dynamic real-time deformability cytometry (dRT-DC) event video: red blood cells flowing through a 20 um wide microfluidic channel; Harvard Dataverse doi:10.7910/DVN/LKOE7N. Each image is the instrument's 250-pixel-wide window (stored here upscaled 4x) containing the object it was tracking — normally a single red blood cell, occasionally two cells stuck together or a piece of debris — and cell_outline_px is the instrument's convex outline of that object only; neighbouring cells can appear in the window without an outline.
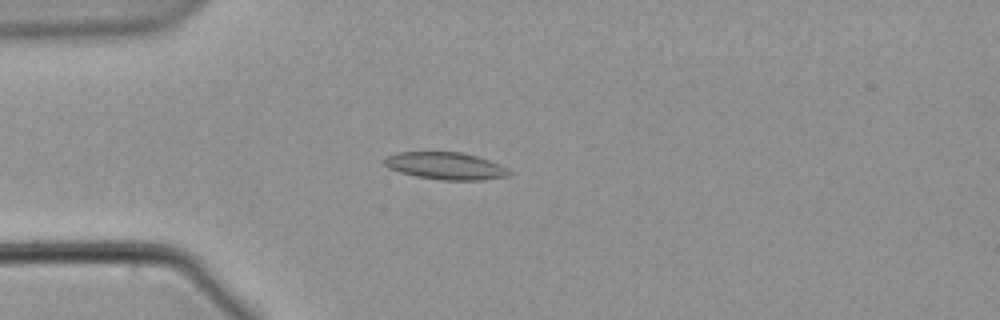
{"species": "common noctule bat (a hibernating species)", "species_latin": "Nyctalus noctula", "temperature_condition": "warm", "stored_images_in_passage": 41, "camera_frame_rate_fps": 3000, "um_per_image_px": 0.085, "animal": {"sex": "male", "body_mass_g": 21.5, "forearm_length_mm": 52.0}, "frame": {"image": 1, "passage_image": 6, "time_ms": 1.667, "image_size_px": [1000, 320], "cell_outline_px": [[512, 172], [508, 176], [480, 180], [440, 180], [416, 176], [400, 172], [388, 168], [384, 164], [384, 156], [396, 152], [460, 152], [476, 156], [500, 164], [508, 168]], "centroid_in_image_um": [37.85, 14.1], "position_along_channel_um": 47.1, "area_um2": 19.88}}
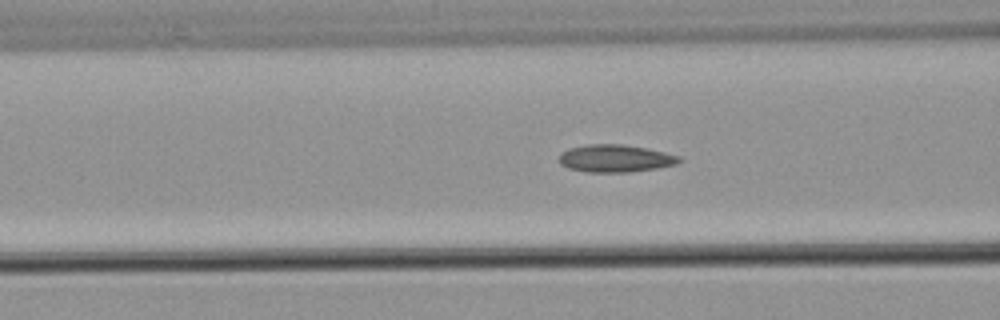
{"frame": {"image": 2, "passage_image": 13, "time_ms": 4.0, "image_size_px": [1000, 320], "cell_outline_px": [[684, 160], [676, 164], [656, 168], [628, 172], [588, 172], [568, 168], [560, 164], [560, 152], [568, 148], [588, 144], [620, 144], [648, 148], [680, 156]], "centroid_in_image_um": [52.3, 13.46], "position_along_channel_um": 114.3, "area_um2": 19.31}}
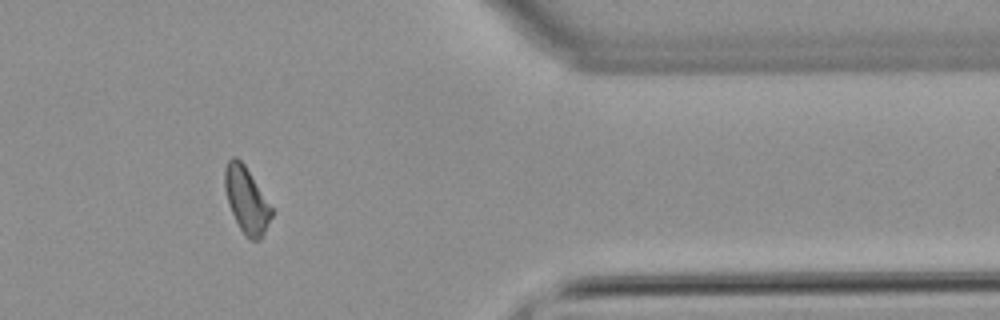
{"frame": {"image": 3, "passage_image": 38, "time_ms": 12.333, "image_size_px": [1000, 320], "cell_outline_px": [[272, 216], [260, 240], [248, 240], [244, 236], [228, 204], [224, 188], [224, 168], [228, 160], [232, 156], [236, 156], [244, 164], [272, 208]], "centroid_in_image_um": [20.92, 17.0], "position_along_channel_um": 390.5, "area_um2": 17.86}}